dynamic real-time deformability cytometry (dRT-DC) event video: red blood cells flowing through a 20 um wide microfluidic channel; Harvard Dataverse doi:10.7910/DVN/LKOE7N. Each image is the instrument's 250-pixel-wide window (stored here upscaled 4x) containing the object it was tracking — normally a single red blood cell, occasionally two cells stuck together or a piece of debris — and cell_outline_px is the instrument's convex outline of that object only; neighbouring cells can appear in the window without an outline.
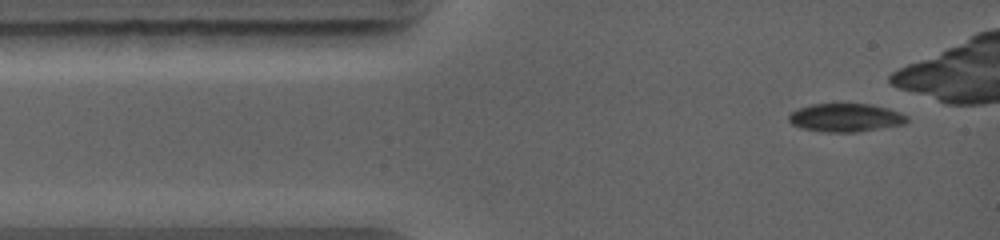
{"species": "common noctule bat (a hibernating species)", "species_latin": "Nyctalus noctula", "temperature_condition": "warm", "stored_images_in_passage": 3, "camera_frame_rate_fps": 5000, "um_per_image_px": 0.085, "animal": {"sex": "female", "body_mass_g": 19.0, "forearm_length_mm": 56.7}, "frame": {"image": 1, "passage_image": 1, "time_ms": 0.0, "image_size_px": [1000, 240], "cell_outline_px": [[908, 124], [856, 132], [820, 132], [800, 128], [792, 124], [788, 120], [788, 116], [796, 108], [812, 104], [872, 104], [888, 108], [900, 112], [908, 116]], "centroid_in_image_um": [71.89, 10.0], "position_along_channel_um": 13.1, "area_um2": 19.83}}
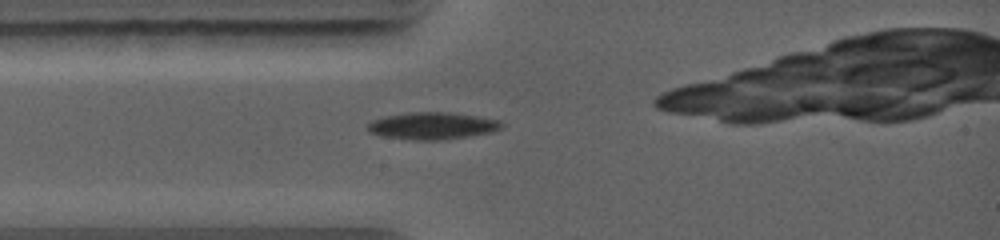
{"frame": {"image": 2, "passage_image": 3, "time_ms": 1.8, "image_size_px": [1000, 240], "cell_outline_px": [[504, 128], [492, 132], [444, 140], [412, 140], [380, 136], [368, 132], [364, 128], [372, 120], [380, 116], [408, 112], [448, 112], [476, 116], [500, 120], [504, 124]], "centroid_in_image_um": [36.7, 10.69], "position_along_channel_um": 48.3, "area_um2": 21.62}}